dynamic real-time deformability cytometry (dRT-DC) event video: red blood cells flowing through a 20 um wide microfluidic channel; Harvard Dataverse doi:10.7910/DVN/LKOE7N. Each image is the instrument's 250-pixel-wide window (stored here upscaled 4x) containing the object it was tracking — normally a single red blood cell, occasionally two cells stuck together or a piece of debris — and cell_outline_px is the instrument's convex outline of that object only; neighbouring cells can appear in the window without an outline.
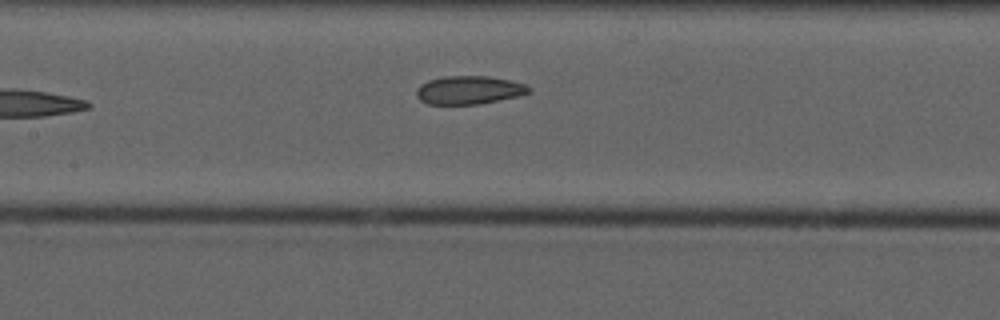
{"species": "common noctule bat (a hibernating species)", "species_latin": "Nyctalus noctula", "temperature_condition": "cold", "stored_images_in_passage": 9, "camera_frame_rate_fps": 3000, "um_per_image_px": 0.085, "animal": {"sex": "male", "forearm_length_mm": 52.5}, "frame": {"image": 1, "passage_image": 8, "time_ms": 8.333, "image_size_px": [1000, 320], "cell_outline_px": [[532, 92], [516, 96], [476, 104], [428, 104], [420, 100], [416, 96], [416, 92], [420, 84], [428, 80], [444, 76], [488, 76], [508, 80], [524, 84], [532, 88]], "centroid_in_image_um": [39.83, 7.65], "position_along_channel_um": 167.6, "area_um2": 18.38}}